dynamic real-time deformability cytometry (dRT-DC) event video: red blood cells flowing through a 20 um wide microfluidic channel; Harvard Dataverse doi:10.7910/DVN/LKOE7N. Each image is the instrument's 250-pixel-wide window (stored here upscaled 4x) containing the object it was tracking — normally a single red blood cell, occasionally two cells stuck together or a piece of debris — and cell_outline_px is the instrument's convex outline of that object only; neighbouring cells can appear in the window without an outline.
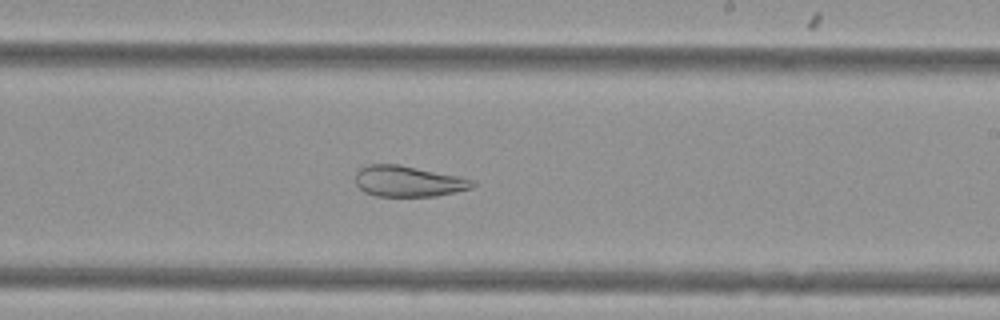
{"species": "Egyptian fruit bat (a non-hibernating species)", "species_latin": "Rousettus aegyptiacus", "temperature_condition": "cold", "stored_images_in_passage": 53, "camera_frame_rate_fps": 3000, "um_per_image_px": 0.085, "animal": {"sex": "female"}, "frame": {"image": 1, "passage_image": 31, "time_ms": 10.0, "image_size_px": [1000, 320], "cell_outline_px": [[476, 184], [472, 188], [436, 196], [376, 196], [364, 192], [356, 184], [356, 172], [360, 168], [368, 164], [400, 164], [476, 180]], "centroid_in_image_um": [34.7, 15.4], "position_along_channel_um": 254.3, "area_um2": 21.1}}
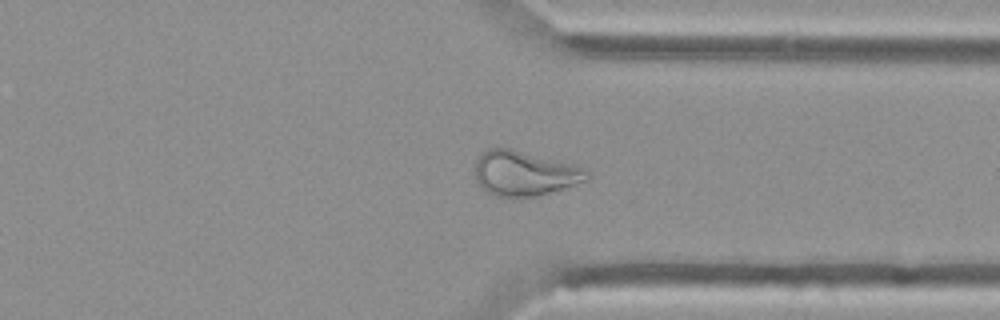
{"frame": {"image": 2, "passage_image": 40, "time_ms": 13.0, "image_size_px": [1000, 320], "cell_outline_px": [[588, 180], [540, 196], [492, 196], [476, 180], [476, 160], [480, 152], [488, 148], [512, 148], [588, 168]], "centroid_in_image_um": [44.6, 14.72], "position_along_channel_um": 366.8, "area_um2": 29.3}}
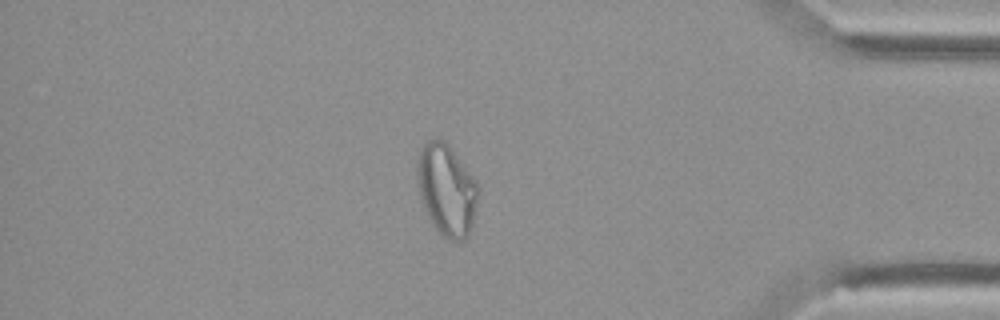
{"frame": {"image": 3, "passage_image": 45, "time_ms": 14.667, "image_size_px": [1000, 320], "cell_outline_px": [[480, 184], [472, 228], [468, 236], [464, 240], [452, 240], [444, 236], [436, 228], [428, 216], [424, 208], [420, 196], [416, 176], [416, 156], [420, 148], [428, 140], [444, 140], [448, 144]], "centroid_in_image_um": [37.96, 16.11], "position_along_channel_um": 397.2, "area_um2": 32.71}}